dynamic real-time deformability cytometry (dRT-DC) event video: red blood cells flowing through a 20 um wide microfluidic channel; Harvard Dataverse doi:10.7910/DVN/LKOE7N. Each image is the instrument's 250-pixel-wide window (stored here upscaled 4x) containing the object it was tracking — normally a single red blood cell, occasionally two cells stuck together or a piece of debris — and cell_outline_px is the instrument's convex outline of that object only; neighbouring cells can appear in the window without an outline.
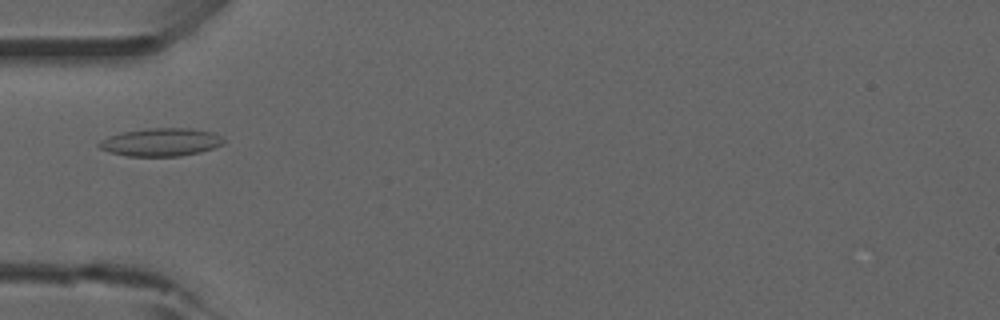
{"species": "common noctule bat (a hibernating species)", "species_latin": "Nyctalus noctula", "temperature_condition": "room temperature", "stored_images_in_passage": 28, "camera_frame_rate_fps": 3000, "um_per_image_px": 0.085, "animal": {"sex": "male", "forearm_length_mm": 52.5}, "frame": {"image": 1, "passage_image": 1, "time_ms": 0.0, "image_size_px": [1000, 320], "cell_outline_px": [[224, 140], [220, 144], [212, 148], [200, 152], [180, 156], [128, 156], [108, 152], [100, 148], [96, 144], [100, 140], [108, 136], [120, 132], [148, 128], [188, 128], [212, 132], [220, 136]], "centroid_in_image_um": [13.6, 12.08], "position_along_channel_um": 71.4, "area_um2": 20.29}, "authors_computed_cell_mechanics": {"area_um2": 17.5134, "velocity_mm_per_s": 3.9056, "shape_relaxation_time_tau1_ms": 11.2577, "shape_relaxation_time_tau2_ms": 3.9305, "deformation_change_tau1": 0.1943, "deformation_change_tau2": 0.1117}}